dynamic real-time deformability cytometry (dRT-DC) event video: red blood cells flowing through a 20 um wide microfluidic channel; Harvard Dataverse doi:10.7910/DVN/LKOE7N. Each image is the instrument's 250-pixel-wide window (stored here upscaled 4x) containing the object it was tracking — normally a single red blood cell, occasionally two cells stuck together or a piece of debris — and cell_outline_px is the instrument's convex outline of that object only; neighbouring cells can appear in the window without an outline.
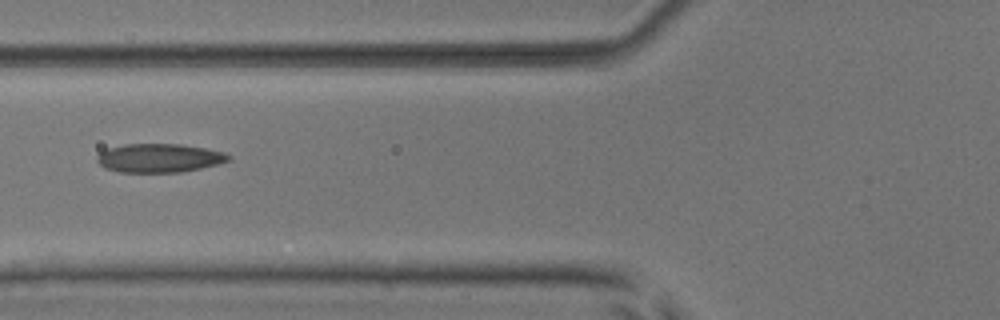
{"species": "common noctule bat (a hibernating species)", "species_latin": "Nyctalus noctula", "temperature_condition": "room temperature", "stored_images_in_passage": 6, "camera_frame_rate_fps": 3000, "um_per_image_px": 0.085, "animal": {"sex": "male", "body_mass_g": 17.9, "forearm_length_mm": 54.2}, "frame": {"image": 1, "passage_image": 5, "time_ms": 1.333, "image_size_px": [1000, 320], "cell_outline_px": [[232, 160], [200, 168], [180, 172], [120, 172], [104, 168], [96, 160], [96, 156], [100, 152], [108, 148], [124, 144], [180, 144], [204, 148], [224, 152], [232, 156]], "centroid_in_image_um": [13.52, 13.43], "position_along_channel_um": 112.3, "area_um2": 22.02}}
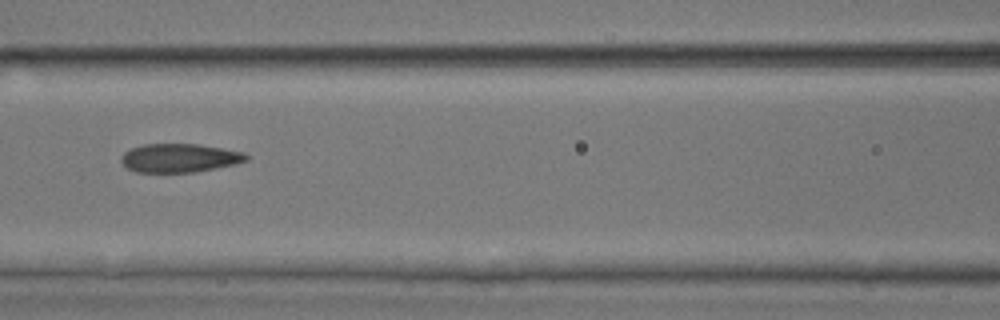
{"frame": {"image": 2, "passage_image": 6, "time_ms": 1.667, "image_size_px": [1000, 320], "cell_outline_px": [[248, 160], [236, 164], [196, 172], [136, 172], [128, 168], [120, 160], [120, 156], [124, 152], [132, 148], [144, 144], [200, 144], [224, 148], [244, 152], [248, 156]], "centroid_in_image_um": [15.28, 13.42], "position_along_channel_um": 151.3, "area_um2": 20.98}}